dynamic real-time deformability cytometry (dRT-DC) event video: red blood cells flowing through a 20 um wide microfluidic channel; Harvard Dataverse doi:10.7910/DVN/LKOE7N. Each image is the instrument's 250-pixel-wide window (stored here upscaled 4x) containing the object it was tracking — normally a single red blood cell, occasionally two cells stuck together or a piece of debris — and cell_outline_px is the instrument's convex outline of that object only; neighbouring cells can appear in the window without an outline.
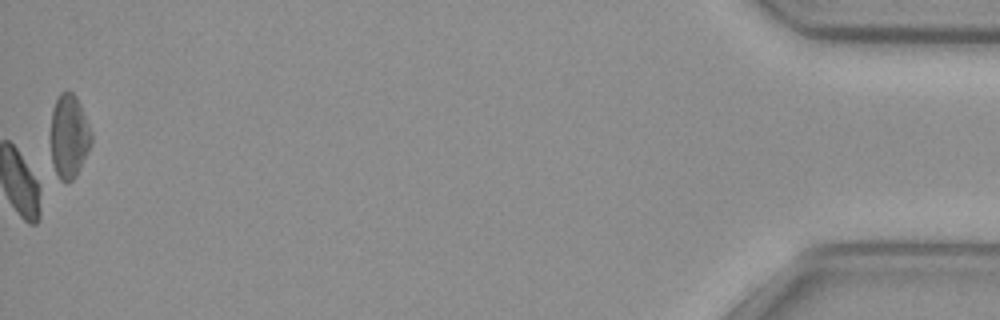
{"species": "common noctule bat (a hibernating species)", "species_latin": "Nyctalus noctula", "temperature_condition": "cold", "stored_images_in_passage": 55, "camera_frame_rate_fps": 3000, "um_per_image_px": 0.085, "animal": {"sex": "female", "body_mass_g": 29.2, "forearm_length_mm": 56.3}, "frame": {"image": 1, "passage_image": 55, "time_ms": 18.0, "image_size_px": [1000, 320], "cell_outline_px": [[92, 144], [76, 176], [72, 180], [60, 180], [52, 164], [48, 140], [48, 136], [52, 108], [60, 92], [72, 92], [76, 96], [80, 104], [92, 132]], "centroid_in_image_um": [5.83, 11.57], "position_along_channel_um": 429.4, "area_um2": 20.46}, "authors_computed_cell_mechanics": {"area_um2": 17.3978, "velocity_mm_per_s": 3.6904, "shape_relaxation_time_tau1_ms": 6.31, "shape_relaxation_time_tau2_ms": null, "deformation_change_tau1": 0.0952, "deformation_change_tau2": null}}